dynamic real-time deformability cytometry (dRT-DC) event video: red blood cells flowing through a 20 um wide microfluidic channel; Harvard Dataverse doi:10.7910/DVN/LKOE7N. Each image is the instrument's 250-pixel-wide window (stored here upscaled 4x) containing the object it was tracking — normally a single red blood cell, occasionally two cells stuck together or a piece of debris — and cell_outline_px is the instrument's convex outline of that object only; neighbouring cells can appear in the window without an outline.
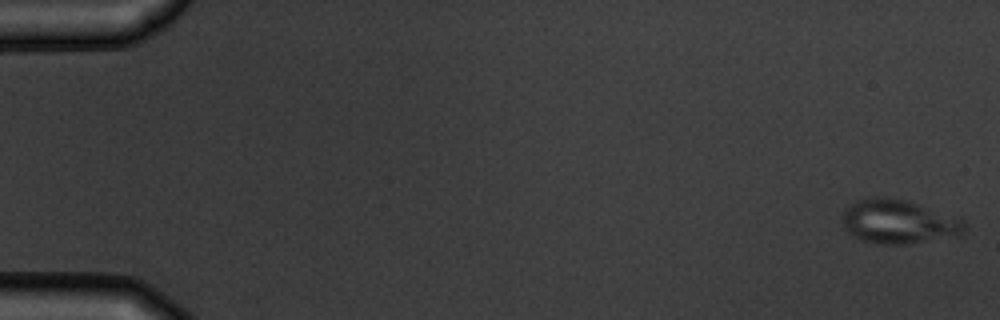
{"species": "common noctule bat (a hibernating species)", "species_latin": "Nyctalus noctula", "temperature_condition": "warm", "stored_images_in_passage": 7, "camera_frame_rate_fps": 3000, "um_per_image_px": 0.085, "animal": {"sex": "male", "body_mass_g": 19.5, "forearm_length_mm": 54.6}, "frame": {"image": 1, "passage_image": 1, "time_ms": 0.0, "image_size_px": [1000, 320], "cell_outline_px": [[968, 228], [960, 236], [904, 244], [880, 244], [860, 240], [848, 232], [844, 228], [840, 216], [844, 208], [856, 200], [868, 196], [884, 196], [904, 200], [964, 220], [968, 224]], "centroid_in_image_um": [76.33, 18.84], "position_along_channel_um": 8.7, "area_um2": 31.62}}